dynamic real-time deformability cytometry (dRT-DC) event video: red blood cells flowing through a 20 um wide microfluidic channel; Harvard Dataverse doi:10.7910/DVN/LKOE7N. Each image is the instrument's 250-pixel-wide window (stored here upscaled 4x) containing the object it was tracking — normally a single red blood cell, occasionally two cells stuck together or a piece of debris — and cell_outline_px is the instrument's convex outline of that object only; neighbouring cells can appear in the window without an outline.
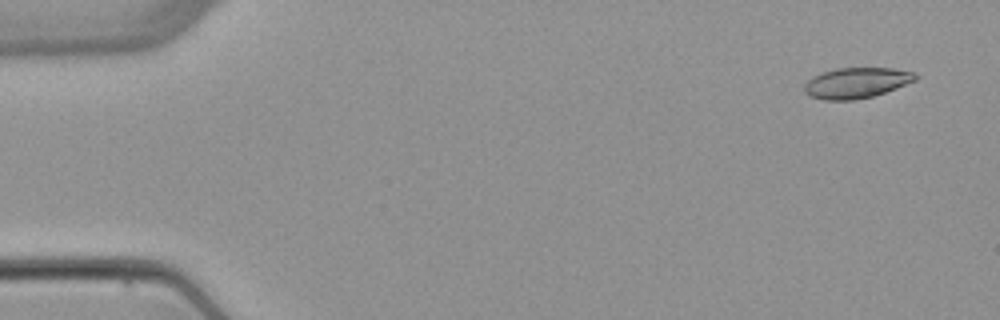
{"species": "common noctule bat (a hibernating species)", "species_latin": "Nyctalus noctula", "temperature_condition": "warm", "stored_images_in_passage": 4, "camera_frame_rate_fps": 3000, "um_per_image_px": 0.085, "animal": {"sex": "female", "body_mass_g": 22.7, "forearm_length_mm": 54.2}, "frame": {"image": 1, "passage_image": 1, "time_ms": 0.0, "image_size_px": [1000, 320], "cell_outline_px": [[920, 76], [916, 80], [896, 88], [872, 96], [852, 100], [824, 100], [808, 96], [804, 92], [804, 84], [812, 76], [836, 68], [892, 68], [916, 72]], "centroid_in_image_um": [72.79, 7.04], "position_along_channel_um": 12.2, "area_um2": 19.88}}